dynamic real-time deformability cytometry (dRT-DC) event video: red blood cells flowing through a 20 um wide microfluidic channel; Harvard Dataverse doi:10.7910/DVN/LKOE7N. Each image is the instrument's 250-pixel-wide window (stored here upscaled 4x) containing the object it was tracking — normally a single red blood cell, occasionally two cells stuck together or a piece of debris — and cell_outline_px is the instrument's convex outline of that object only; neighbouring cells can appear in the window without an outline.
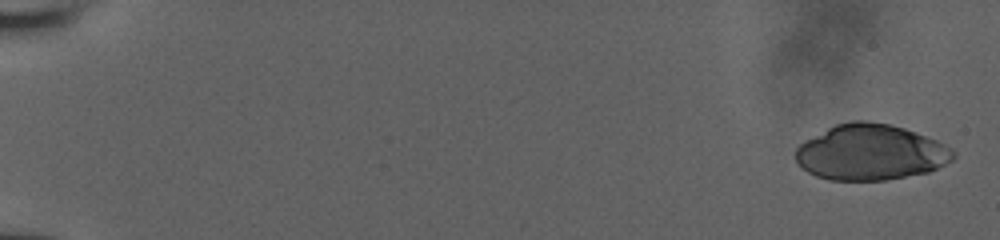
{"species": "human", "species_latin": "Homo sapiens", "temperature_condition": "room temperature", "stored_images_in_passage": 44, "camera_frame_rate_fps": 3000, "um_per_image_px": 0.085, "donor": {"sex": "male"}, "frame": {"image": 1, "passage_image": 1, "time_ms": 0.0, "image_size_px": [1000, 240], "cell_outline_px": [[956, 156], [952, 160], [928, 172], [884, 180], [828, 180], [816, 176], [808, 172], [796, 160], [796, 148], [804, 140], [836, 124], [852, 120], [868, 120], [892, 124], [904, 128], [936, 140], [952, 148], [956, 152]], "centroid_in_image_um": [74.0, 12.94], "position_along_channel_um": 11.0, "area_um2": 51.15}}
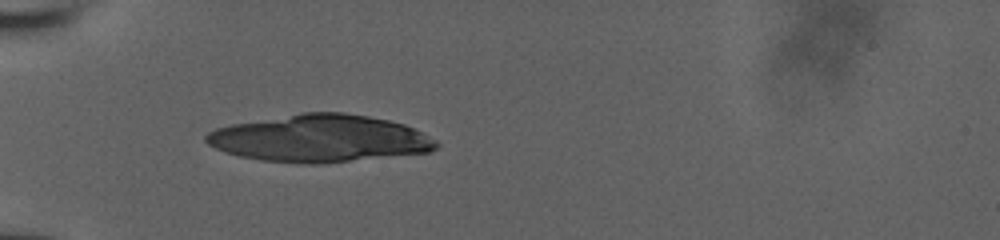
{"frame": {"image": 2, "passage_image": 18, "time_ms": 6.0, "image_size_px": [1000, 240], "cell_outline_px": [[440, 144], [436, 148], [428, 152], [316, 164], [304, 164], [260, 160], [240, 156], [224, 152], [208, 144], [204, 140], [204, 136], [208, 132], [216, 128], [232, 124], [300, 112], [344, 112], [368, 116], [388, 120], [404, 124], [436, 140]], "centroid_in_image_um": [27.13, 11.76], "position_along_channel_um": 57.9, "area_um2": 63.23}}